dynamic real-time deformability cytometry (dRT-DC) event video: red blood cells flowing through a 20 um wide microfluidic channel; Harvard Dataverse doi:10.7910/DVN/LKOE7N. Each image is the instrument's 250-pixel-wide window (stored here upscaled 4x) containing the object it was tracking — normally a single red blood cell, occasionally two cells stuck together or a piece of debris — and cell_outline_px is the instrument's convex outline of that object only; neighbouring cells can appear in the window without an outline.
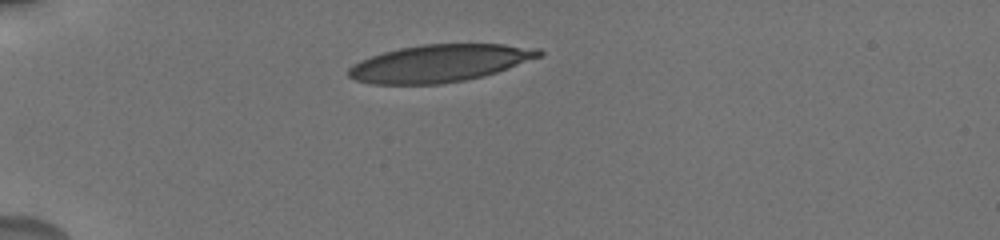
{"species": "human", "species_latin": "Homo sapiens", "temperature_condition": "cold", "stored_images_in_passage": 8, "camera_frame_rate_fps": 3000, "um_per_image_px": 0.085, "donor": {"sex": "male"}, "frame": {"image": 1, "passage_image": 1, "time_ms": 0.0, "image_size_px": [1000, 240], "cell_outline_px": [[544, 56], [484, 76], [464, 80], [440, 84], [372, 84], [356, 80], [348, 76], [348, 68], [352, 64], [360, 60], [384, 52], [400, 48], [424, 44], [504, 44], [540, 48], [544, 52]], "centroid_in_image_um": [37.41, 5.37], "position_along_channel_um": 47.6, "area_um2": 41.56}}
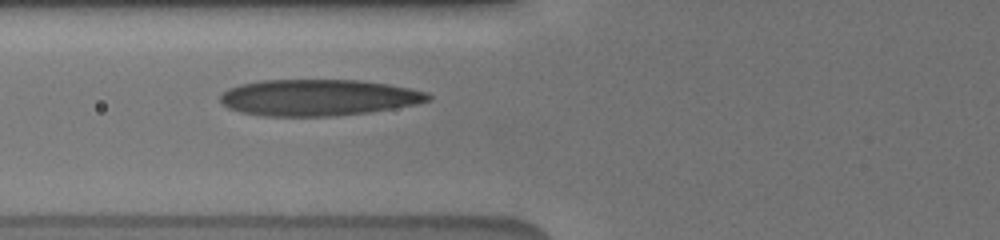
{"frame": {"image": 2, "passage_image": 5, "time_ms": 2.333, "image_size_px": [1000, 240], "cell_outline_px": [[432, 100], [416, 104], [368, 112], [332, 116], [260, 116], [240, 112], [228, 108], [220, 100], [220, 96], [228, 88], [240, 84], [260, 80], [360, 80], [388, 84], [412, 88], [428, 92], [432, 96]], "centroid_in_image_um": [27.06, 8.29], "position_along_channel_um": 98.7, "area_um2": 44.22}}
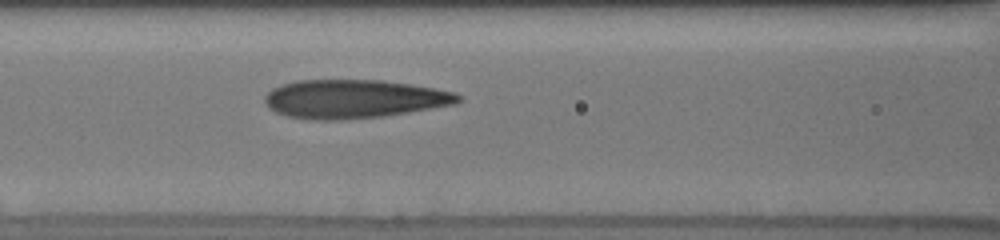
{"frame": {"image": 3, "passage_image": 8, "time_ms": 3.333, "image_size_px": [1000, 240], "cell_outline_px": [[460, 100], [456, 104], [384, 116], [348, 120], [312, 120], [288, 116], [276, 112], [268, 108], [264, 100], [264, 96], [272, 88], [296, 80], [384, 80], [456, 92], [460, 96]], "centroid_in_image_um": [30.05, 8.42], "position_along_channel_um": 136.5, "area_um2": 43.58}}